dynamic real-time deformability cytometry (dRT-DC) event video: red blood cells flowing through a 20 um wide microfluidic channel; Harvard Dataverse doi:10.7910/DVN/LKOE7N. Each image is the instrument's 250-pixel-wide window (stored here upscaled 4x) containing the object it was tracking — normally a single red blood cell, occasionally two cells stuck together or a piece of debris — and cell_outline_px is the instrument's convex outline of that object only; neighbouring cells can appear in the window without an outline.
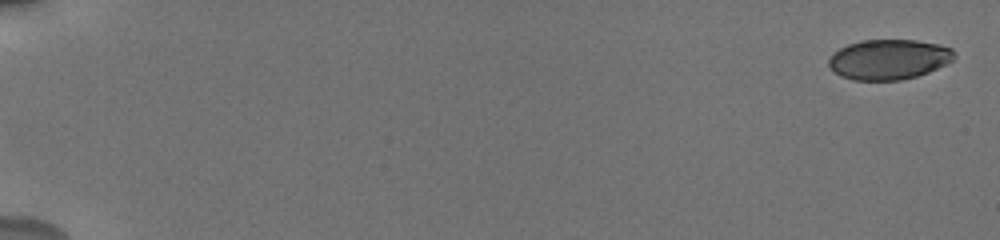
{"species": "human", "species_latin": "Homo sapiens", "temperature_condition": "cold", "stored_images_in_passage": 32, "camera_frame_rate_fps": 3000, "um_per_image_px": 0.085, "donor": {"sex": "male"}, "frame": {"image": 1, "passage_image": 1, "time_ms": 0.0, "image_size_px": [1000, 240], "cell_outline_px": [[956, 56], [952, 60], [928, 72], [916, 76], [900, 80], [852, 80], [840, 76], [828, 64], [828, 60], [832, 52], [848, 44], [860, 40], [916, 40], [940, 44], [952, 48]], "centroid_in_image_um": [75.53, 5.04], "position_along_channel_um": 9.5, "area_um2": 29.36}}
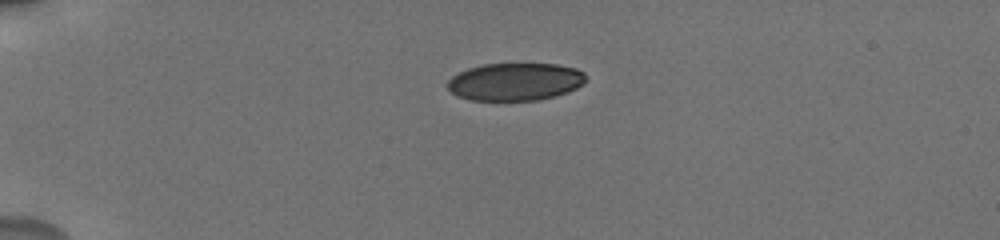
{"frame": {"image": 2, "passage_image": 22, "time_ms": 4.667, "image_size_px": [1000, 240], "cell_outline_px": [[588, 80], [584, 84], [568, 92], [540, 100], [472, 100], [460, 96], [452, 92], [448, 88], [448, 80], [452, 76], [468, 68], [484, 64], [556, 64], [576, 68], [584, 72]], "centroid_in_image_um": [43.84, 6.94], "position_along_channel_um": 41.2, "area_um2": 30.35}}